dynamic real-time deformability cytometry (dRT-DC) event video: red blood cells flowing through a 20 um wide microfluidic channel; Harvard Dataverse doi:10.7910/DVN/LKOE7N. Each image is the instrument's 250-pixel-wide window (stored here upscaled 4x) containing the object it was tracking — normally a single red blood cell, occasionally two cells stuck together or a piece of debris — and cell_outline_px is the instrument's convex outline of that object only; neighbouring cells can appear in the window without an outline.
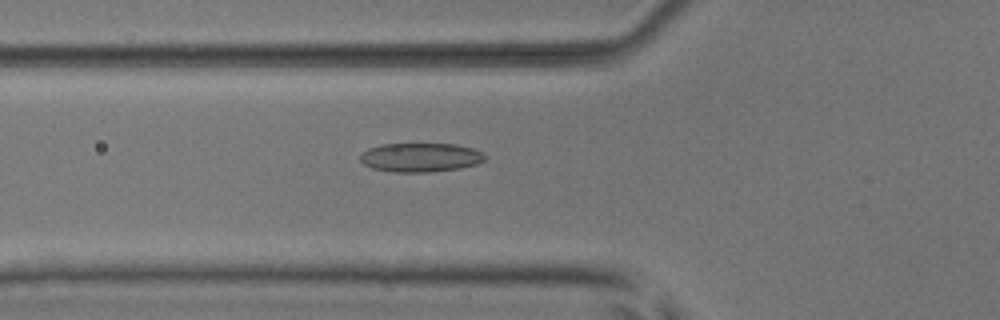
{"species": "common noctule bat (a hibernating species)", "species_latin": "Nyctalus noctula", "temperature_condition": "room temperature", "stored_images_in_passage": 40, "camera_frame_rate_fps": 3000, "um_per_image_px": 0.085, "animal": {"sex": "male", "body_mass_g": 17.9, "forearm_length_mm": 54.2}, "frame": {"image": 1, "passage_image": 7, "time_ms": 2.0, "image_size_px": [1000, 320], "cell_outline_px": [[488, 156], [484, 160], [476, 164], [460, 168], [428, 172], [392, 172], [372, 168], [364, 164], [360, 160], [360, 152], [368, 148], [380, 144], [456, 144], [472, 148], [484, 152]], "centroid_in_image_um": [35.74, 13.37], "position_along_channel_um": 90.1, "area_um2": 21.27}}
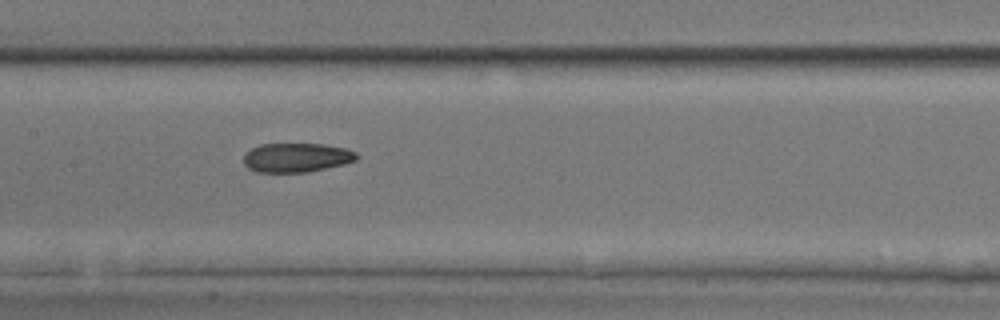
{"frame": {"image": 2, "passage_image": 14, "time_ms": 4.333, "image_size_px": [1000, 320], "cell_outline_px": [[360, 156], [356, 160], [344, 164], [308, 172], [256, 172], [248, 168], [244, 164], [244, 156], [252, 148], [260, 144], [324, 144], [348, 148], [356, 152]], "centroid_in_image_um": [25.25, 13.39], "position_along_channel_um": 182.2, "area_um2": 19.31}}
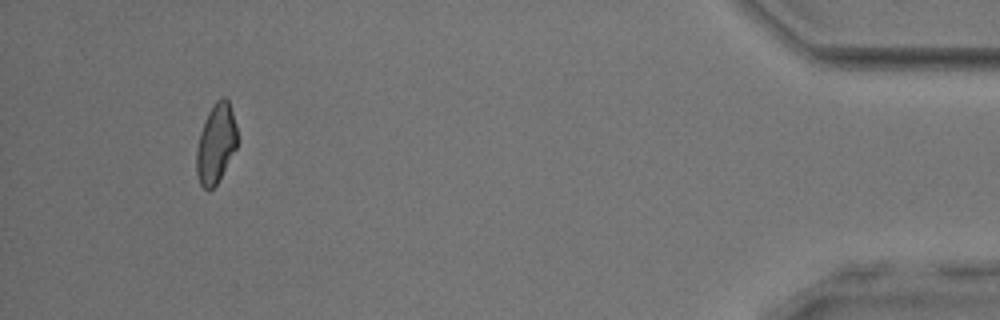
{"frame": {"image": 3, "passage_image": 37, "time_ms": 12.0, "image_size_px": [1000, 320], "cell_outline_px": [[236, 148], [216, 184], [208, 192], [200, 184], [196, 172], [196, 148], [200, 132], [204, 120], [208, 112], [216, 100], [224, 96], [228, 100], [236, 124]], "centroid_in_image_um": [18.32, 12.2], "position_along_channel_um": 416.9, "area_um2": 18.73}, "authors_computed_cell_mechanics": {"area_um2": 19.7965, "velocity_mm_per_s": 3.94, "shape_relaxation_time_tau1_ms": null, "shape_relaxation_time_tau2_ms": 3.6772, "deformation_change_tau1": null, "deformation_change_tau2": 0.1027}}